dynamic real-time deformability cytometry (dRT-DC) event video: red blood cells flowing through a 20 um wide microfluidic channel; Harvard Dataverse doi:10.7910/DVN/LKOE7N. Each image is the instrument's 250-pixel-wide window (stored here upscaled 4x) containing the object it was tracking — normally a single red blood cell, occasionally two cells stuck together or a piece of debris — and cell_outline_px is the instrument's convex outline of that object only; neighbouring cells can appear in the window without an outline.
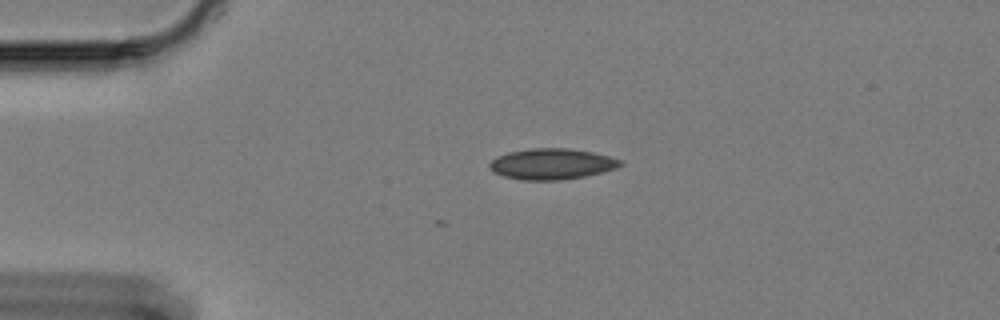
{"species": "Egyptian fruit bat (a non-hibernating species)", "species_latin": "Rousettus aegyptiacus", "temperature_condition": "cold", "stored_images_in_passage": 8, "camera_frame_rate_fps": 3000, "um_per_image_px": 0.085, "animal": {"sex": "female"}, "frame": {"image": 1, "passage_image": 1, "time_ms": 0.0, "image_size_px": [1000, 320], "cell_outline_px": [[624, 164], [616, 168], [604, 172], [584, 176], [560, 180], [520, 180], [504, 176], [492, 172], [488, 168], [488, 164], [492, 160], [508, 152], [532, 148], [568, 148], [592, 152], [608, 156], [620, 160]], "centroid_in_image_um": [46.88, 13.94], "position_along_channel_um": 38.1, "area_um2": 23.52}}
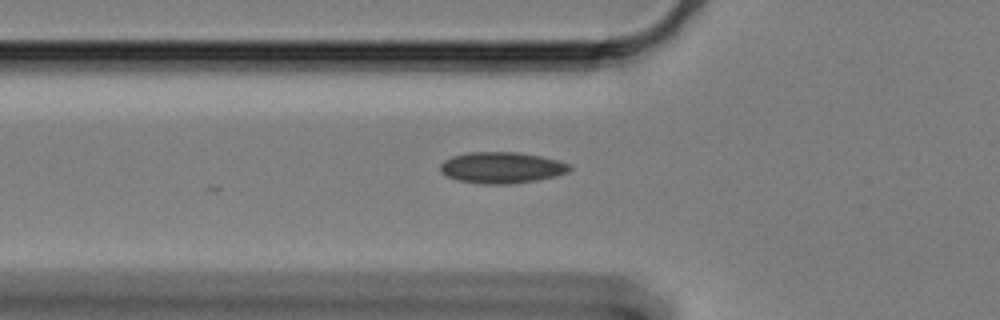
{"frame": {"image": 2, "passage_image": 8, "time_ms": 2.333, "image_size_px": [1000, 320], "cell_outline_px": [[572, 168], [568, 172], [556, 176], [536, 180], [508, 184], [480, 184], [460, 180], [448, 176], [440, 172], [440, 164], [444, 160], [452, 156], [468, 152], [520, 152], [540, 156], [572, 164]], "centroid_in_image_um": [42.65, 14.24], "position_along_channel_um": 83.1, "area_um2": 23.58}}